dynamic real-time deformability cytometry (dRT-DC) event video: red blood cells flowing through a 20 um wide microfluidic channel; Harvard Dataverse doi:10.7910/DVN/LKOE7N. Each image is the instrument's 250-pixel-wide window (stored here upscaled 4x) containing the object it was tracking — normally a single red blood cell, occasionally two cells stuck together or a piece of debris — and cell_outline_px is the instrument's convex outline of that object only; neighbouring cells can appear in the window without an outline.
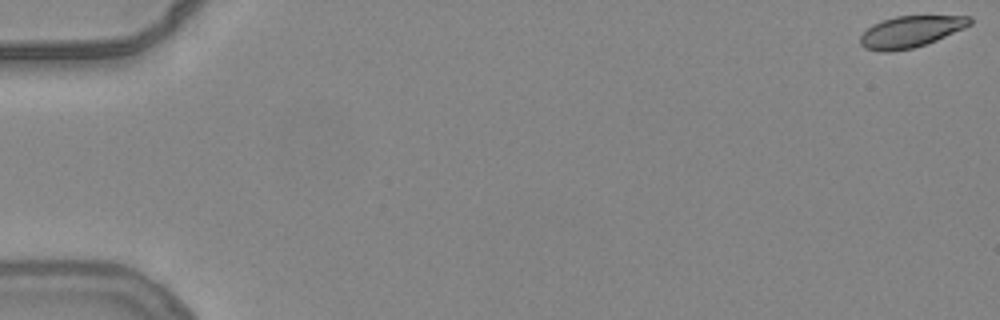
{"species": "common noctule bat (a hibernating species)", "species_latin": "Nyctalus noctula", "temperature_condition": "warm", "stored_images_in_passage": 55, "camera_frame_rate_fps": 3000, "um_per_image_px": 0.085, "animal": {"sex": "female", "body_mass_g": 24.6, "forearm_length_mm": 56.2}, "frame": {"image": 1, "passage_image": 1, "time_ms": 0.0, "image_size_px": [1000, 320], "cell_outline_px": [[972, 24], [964, 28], [936, 40], [912, 48], [888, 52], [880, 52], [864, 48], [860, 44], [860, 36], [872, 24], [896, 16], [972, 16]], "centroid_in_image_um": [77.39, 2.69], "position_along_channel_um": 7.6, "area_um2": 19.94}}
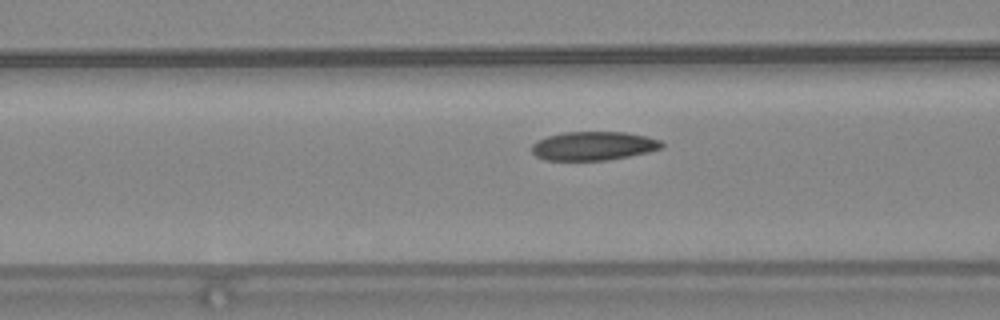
{"frame": {"image": 2, "passage_image": 23, "time_ms": 7.333, "image_size_px": [1000, 320], "cell_outline_px": [[664, 148], [648, 152], [608, 160], [544, 160], [536, 156], [532, 152], [532, 144], [536, 140], [548, 136], [564, 132], [624, 132], [648, 136], [660, 140], [664, 144]], "centroid_in_image_um": [50.46, 12.4], "position_along_channel_um": 116.1, "area_um2": 21.91}}
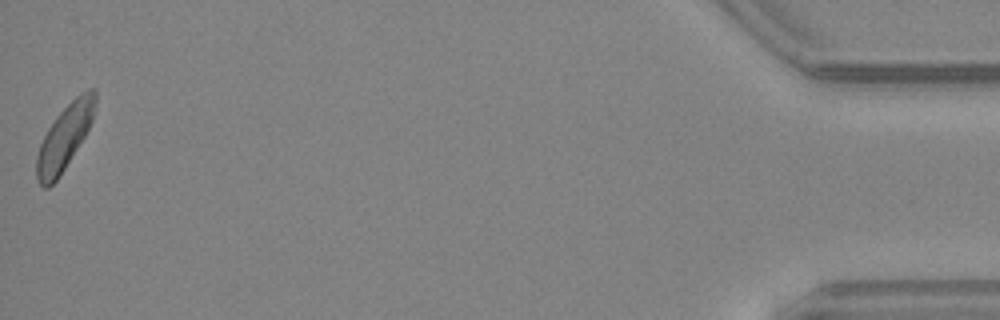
{"frame": {"image": 3, "passage_image": 55, "time_ms": 18.0, "image_size_px": [1000, 320], "cell_outline_px": [[96, 100], [92, 120], [84, 136], [60, 176], [48, 188], [44, 188], [36, 180], [36, 156], [40, 144], [48, 128], [56, 116], [80, 92], [88, 88], [96, 88]], "centroid_in_image_um": [5.47, 11.66], "position_along_channel_um": 429.7, "area_um2": 21.91}, "authors_computed_cell_mechanics": {"area_um2": 21.9062, "velocity_mm_per_s": 3.8231, "shape_relaxation_time_tau1_ms": 4.6753, "shape_relaxation_time_tau2_ms": 6.0393, "deformation_change_tau1": 0.1098, "deformation_change_tau2": 0.1247}}